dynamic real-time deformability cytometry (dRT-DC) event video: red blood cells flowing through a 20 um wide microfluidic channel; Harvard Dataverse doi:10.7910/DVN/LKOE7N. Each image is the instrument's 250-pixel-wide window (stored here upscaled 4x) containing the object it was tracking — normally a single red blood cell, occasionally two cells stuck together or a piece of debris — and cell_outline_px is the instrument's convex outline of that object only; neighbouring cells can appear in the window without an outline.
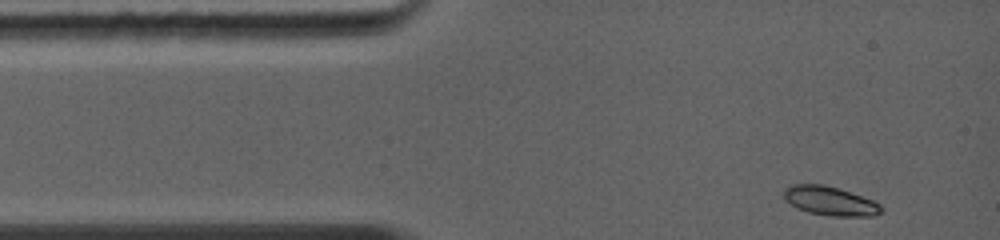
{"species": "common noctule bat (a hibernating species)", "species_latin": "Nyctalus noctula", "temperature_condition": "warm", "stored_images_in_passage": 34, "camera_frame_rate_fps": 5000, "um_per_image_px": 0.085, "animal": {"sex": "female", "body_mass_g": 19.0, "forearm_length_mm": 56.7}, "frame": {"image": 1, "passage_image": 1, "time_ms": 0.0, "image_size_px": [1000, 240], "cell_outline_px": [[884, 208], [880, 212], [872, 216], [828, 216], [808, 212], [796, 208], [784, 200], [784, 188], [788, 184], [824, 184], [840, 188], [872, 200], [880, 204]], "centroid_in_image_um": [70.51, 17.07], "position_along_channel_um": 14.5, "area_um2": 16.7}}
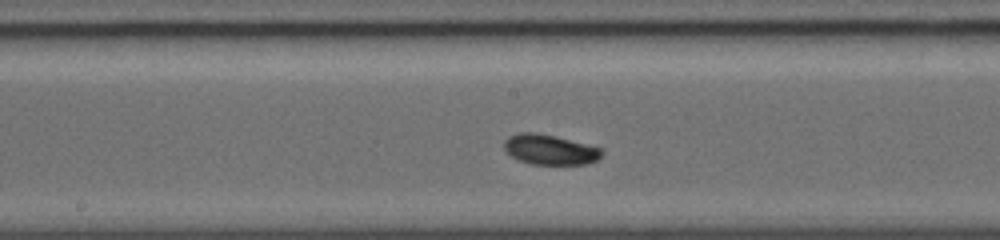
{"frame": {"image": 2, "passage_image": 20, "time_ms": 5.4, "image_size_px": [1000, 240], "cell_outline_px": [[604, 152], [596, 160], [588, 164], [532, 164], [516, 160], [504, 148], [504, 140], [508, 136], [520, 132], [536, 132], [556, 136], [600, 148]], "centroid_in_image_um": [46.7, 12.71], "position_along_channel_um": 201.5, "area_um2": 17.11}}
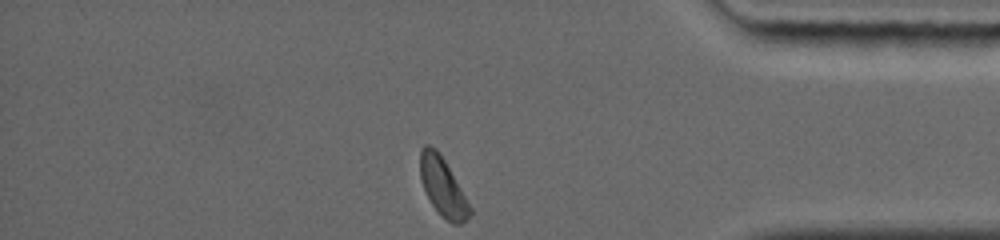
{"frame": {"image": 3, "passage_image": 34, "time_ms": 10.4, "image_size_px": [1000, 240], "cell_outline_px": [[472, 212], [460, 224], [452, 224], [432, 204], [424, 188], [420, 176], [420, 148], [424, 144], [428, 144], [436, 148], [440, 152], [472, 208]], "centroid_in_image_um": [37.63, 15.82], "position_along_channel_um": 397.6, "area_um2": 16.59}, "authors_computed_cell_mechanics": {"area_um2": 16.8487, "velocity_mm_per_s": 4.3912, "shape_relaxation_time_tau1_ms": 3.1239, "shape_relaxation_time_tau2_ms": null, "deformation_change_tau1": 0.1381, "deformation_change_tau2": null}}